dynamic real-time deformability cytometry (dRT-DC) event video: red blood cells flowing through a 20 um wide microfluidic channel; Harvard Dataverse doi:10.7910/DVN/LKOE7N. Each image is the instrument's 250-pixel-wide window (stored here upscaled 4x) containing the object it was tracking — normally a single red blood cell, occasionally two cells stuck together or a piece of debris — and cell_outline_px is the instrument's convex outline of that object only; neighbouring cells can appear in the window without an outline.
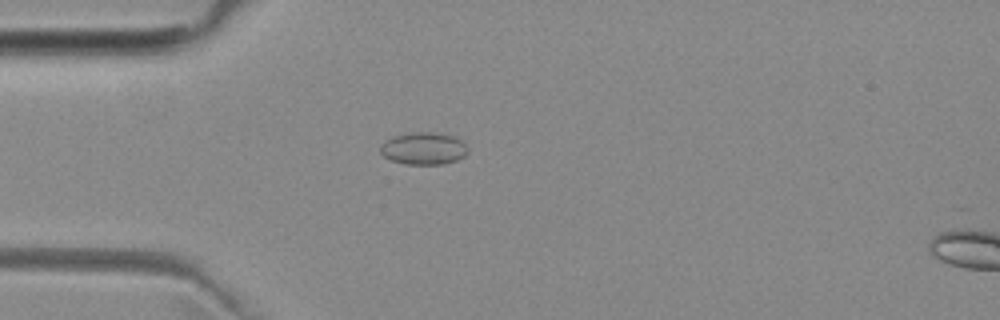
{"species": "common noctule bat (a hibernating species)", "species_latin": "Nyctalus noctula", "temperature_condition": "room temperature", "stored_images_in_passage": 5, "camera_frame_rate_fps": 3000, "um_per_image_px": 0.085, "animal": {"sex": "female", "body_mass_g": 29.2, "forearm_length_mm": 56.3}, "frame": {"image": 1, "passage_image": 4, "time_ms": 3.667, "image_size_px": [1000, 320], "cell_outline_px": [[468, 152], [464, 156], [456, 160], [444, 164], [404, 164], [392, 160], [384, 156], [380, 152], [380, 144], [384, 140], [392, 136], [416, 132], [436, 132], [452, 136], [460, 140], [468, 148]], "centroid_in_image_um": [35.98, 12.62], "position_along_channel_um": 49.0, "area_um2": 16.47}}